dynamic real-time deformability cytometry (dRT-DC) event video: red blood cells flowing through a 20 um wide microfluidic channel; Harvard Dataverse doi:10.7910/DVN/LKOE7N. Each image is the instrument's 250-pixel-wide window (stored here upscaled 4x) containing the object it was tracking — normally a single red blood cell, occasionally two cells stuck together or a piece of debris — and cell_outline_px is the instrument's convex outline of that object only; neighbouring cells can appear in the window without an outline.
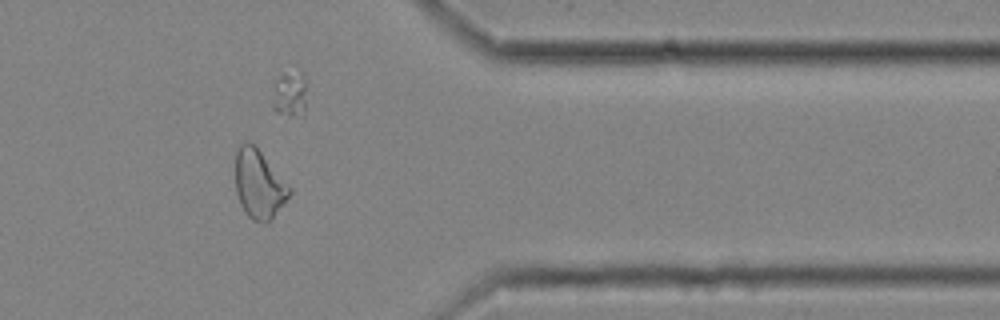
{"species": "common noctule bat (a hibernating species)", "species_latin": "Nyctalus noctula", "temperature_condition": "cold", "stored_images_in_passage": 59, "segment_of_instrument_passage": [3, 3], "camera_frame_rate_fps": 3000, "um_per_image_px": 0.085, "animal": {"sex": "female", "body_mass_g": 25.1}, "frame": {"image": 1, "passage_image": 49, "time_ms": 16.0, "image_size_px": [1000, 320], "cell_outline_px": [[292, 192], [272, 220], [268, 224], [264, 224], [252, 220], [244, 212], [240, 204], [236, 192], [236, 152], [240, 144], [244, 140], [248, 140], [260, 152], [292, 188]], "centroid_in_image_um": [22.01, 15.71], "position_along_channel_um": 389.4, "area_um2": 21.73}}